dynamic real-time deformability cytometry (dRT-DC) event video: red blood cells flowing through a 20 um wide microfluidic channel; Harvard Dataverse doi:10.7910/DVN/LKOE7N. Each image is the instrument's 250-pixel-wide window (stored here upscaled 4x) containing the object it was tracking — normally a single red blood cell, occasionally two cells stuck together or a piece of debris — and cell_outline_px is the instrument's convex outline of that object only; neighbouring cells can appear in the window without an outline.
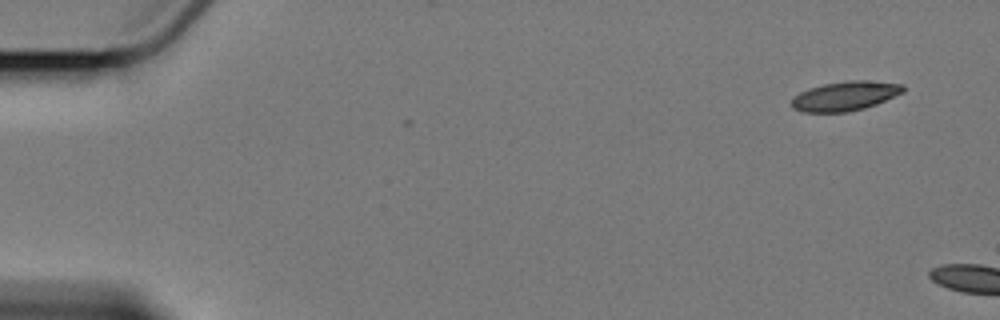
{"species": "Egyptian fruit bat (a non-hibernating species)", "species_latin": "Rousettus aegyptiacus", "temperature_condition": "cold", "stored_images_in_passage": 2, "camera_frame_rate_fps": 3000, "um_per_image_px": 0.085, "animal": {"sex": "female"}, "frame": {"image": 1, "passage_image": 1, "time_ms": 0.0, "image_size_px": [1000, 320], "cell_outline_px": [[904, 92], [876, 104], [864, 108], [848, 112], [804, 112], [792, 108], [792, 96], [808, 88], [824, 84], [848, 80], [864, 80], [904, 84]], "centroid_in_image_um": [71.82, 8.16], "position_along_channel_um": 13.2, "area_um2": 19.13}}